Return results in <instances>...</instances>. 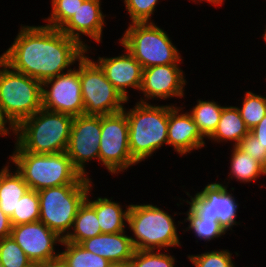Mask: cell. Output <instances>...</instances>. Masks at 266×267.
Returning <instances> with one entry per match:
<instances>
[{"instance_id":"obj_27","label":"cell","mask_w":266,"mask_h":267,"mask_svg":"<svg viewBox=\"0 0 266 267\" xmlns=\"http://www.w3.org/2000/svg\"><path fill=\"white\" fill-rule=\"evenodd\" d=\"M59 257L67 267H108L111 262L76 243L62 241ZM63 248V249H62Z\"/></svg>"},{"instance_id":"obj_33","label":"cell","mask_w":266,"mask_h":267,"mask_svg":"<svg viewBox=\"0 0 266 267\" xmlns=\"http://www.w3.org/2000/svg\"><path fill=\"white\" fill-rule=\"evenodd\" d=\"M85 0H50V13L41 18L44 25L60 29Z\"/></svg>"},{"instance_id":"obj_12","label":"cell","mask_w":266,"mask_h":267,"mask_svg":"<svg viewBox=\"0 0 266 267\" xmlns=\"http://www.w3.org/2000/svg\"><path fill=\"white\" fill-rule=\"evenodd\" d=\"M181 64L157 65L143 69L142 85L134 101L158 103L185 99L188 78ZM187 77V78H186ZM164 101V102H163Z\"/></svg>"},{"instance_id":"obj_6","label":"cell","mask_w":266,"mask_h":267,"mask_svg":"<svg viewBox=\"0 0 266 267\" xmlns=\"http://www.w3.org/2000/svg\"><path fill=\"white\" fill-rule=\"evenodd\" d=\"M118 38L119 42L141 64L142 68L157 65L182 64L185 59L168 34L158 22L130 23Z\"/></svg>"},{"instance_id":"obj_35","label":"cell","mask_w":266,"mask_h":267,"mask_svg":"<svg viewBox=\"0 0 266 267\" xmlns=\"http://www.w3.org/2000/svg\"><path fill=\"white\" fill-rule=\"evenodd\" d=\"M237 146L266 168V148L250 132Z\"/></svg>"},{"instance_id":"obj_28","label":"cell","mask_w":266,"mask_h":267,"mask_svg":"<svg viewBox=\"0 0 266 267\" xmlns=\"http://www.w3.org/2000/svg\"><path fill=\"white\" fill-rule=\"evenodd\" d=\"M243 91L245 93L240 97L241 99H235L236 101H238L236 107L238 108L241 118L244 120L246 127L251 130L266 115V93H254V90Z\"/></svg>"},{"instance_id":"obj_16","label":"cell","mask_w":266,"mask_h":267,"mask_svg":"<svg viewBox=\"0 0 266 267\" xmlns=\"http://www.w3.org/2000/svg\"><path fill=\"white\" fill-rule=\"evenodd\" d=\"M169 103V123L167 130L168 147L181 158L188 157L192 153L200 150L206 151L207 139L201 134L198 125L193 121L192 116L187 111L190 104L186 106V101ZM178 104V105H177ZM194 151V152H193Z\"/></svg>"},{"instance_id":"obj_40","label":"cell","mask_w":266,"mask_h":267,"mask_svg":"<svg viewBox=\"0 0 266 267\" xmlns=\"http://www.w3.org/2000/svg\"><path fill=\"white\" fill-rule=\"evenodd\" d=\"M36 267H67L63 260L59 257L54 260L35 264Z\"/></svg>"},{"instance_id":"obj_1","label":"cell","mask_w":266,"mask_h":267,"mask_svg":"<svg viewBox=\"0 0 266 267\" xmlns=\"http://www.w3.org/2000/svg\"><path fill=\"white\" fill-rule=\"evenodd\" d=\"M18 33L0 58L14 71L40 82L70 71L86 50L60 29L20 24Z\"/></svg>"},{"instance_id":"obj_29","label":"cell","mask_w":266,"mask_h":267,"mask_svg":"<svg viewBox=\"0 0 266 267\" xmlns=\"http://www.w3.org/2000/svg\"><path fill=\"white\" fill-rule=\"evenodd\" d=\"M235 257H240L239 251L231 252L229 249L214 250L206 249L204 252L198 254H187L188 261L193 265L192 267H238L234 261Z\"/></svg>"},{"instance_id":"obj_22","label":"cell","mask_w":266,"mask_h":267,"mask_svg":"<svg viewBox=\"0 0 266 267\" xmlns=\"http://www.w3.org/2000/svg\"><path fill=\"white\" fill-rule=\"evenodd\" d=\"M249 132L236 105L224 103L220 120L214 133L207 139V144L211 142L213 146L214 144L237 146Z\"/></svg>"},{"instance_id":"obj_3","label":"cell","mask_w":266,"mask_h":267,"mask_svg":"<svg viewBox=\"0 0 266 267\" xmlns=\"http://www.w3.org/2000/svg\"><path fill=\"white\" fill-rule=\"evenodd\" d=\"M127 100L123 111L127 115L129 127V150L131 156L139 163L147 162L162 147L168 146L167 130L169 123V104L144 103ZM130 107V108H129Z\"/></svg>"},{"instance_id":"obj_20","label":"cell","mask_w":266,"mask_h":267,"mask_svg":"<svg viewBox=\"0 0 266 267\" xmlns=\"http://www.w3.org/2000/svg\"><path fill=\"white\" fill-rule=\"evenodd\" d=\"M129 232L102 233L80 243L87 251L97 254L111 263H129L135 252Z\"/></svg>"},{"instance_id":"obj_30","label":"cell","mask_w":266,"mask_h":267,"mask_svg":"<svg viewBox=\"0 0 266 267\" xmlns=\"http://www.w3.org/2000/svg\"><path fill=\"white\" fill-rule=\"evenodd\" d=\"M40 208L38 192L29 189L18 201L10 221L12 226L39 221Z\"/></svg>"},{"instance_id":"obj_39","label":"cell","mask_w":266,"mask_h":267,"mask_svg":"<svg viewBox=\"0 0 266 267\" xmlns=\"http://www.w3.org/2000/svg\"><path fill=\"white\" fill-rule=\"evenodd\" d=\"M188 2H192L195 6L200 4H206L211 7L213 6V8H220L221 6L225 5L226 0H188Z\"/></svg>"},{"instance_id":"obj_19","label":"cell","mask_w":266,"mask_h":267,"mask_svg":"<svg viewBox=\"0 0 266 267\" xmlns=\"http://www.w3.org/2000/svg\"><path fill=\"white\" fill-rule=\"evenodd\" d=\"M93 184L86 196V200L95 208L98 222L102 233L112 234L127 231L128 213L131 202L126 204L119 200H114L115 197L97 196L93 188ZM95 196V197H94ZM114 198V199H113Z\"/></svg>"},{"instance_id":"obj_13","label":"cell","mask_w":266,"mask_h":267,"mask_svg":"<svg viewBox=\"0 0 266 267\" xmlns=\"http://www.w3.org/2000/svg\"><path fill=\"white\" fill-rule=\"evenodd\" d=\"M101 138V116H74L66 153L73 166L86 178H92L89 164L98 162ZM88 165V166H87Z\"/></svg>"},{"instance_id":"obj_42","label":"cell","mask_w":266,"mask_h":267,"mask_svg":"<svg viewBox=\"0 0 266 267\" xmlns=\"http://www.w3.org/2000/svg\"><path fill=\"white\" fill-rule=\"evenodd\" d=\"M264 27H265L264 30H262L263 32H261L263 34L262 35L260 34V36H261V38H263L262 41L265 42V44H266V25ZM264 47H266V46H264Z\"/></svg>"},{"instance_id":"obj_17","label":"cell","mask_w":266,"mask_h":267,"mask_svg":"<svg viewBox=\"0 0 266 267\" xmlns=\"http://www.w3.org/2000/svg\"><path fill=\"white\" fill-rule=\"evenodd\" d=\"M103 0H85L74 15L60 28L69 38L75 39L85 50L103 43L104 30L110 17L104 14ZM107 16V17H106ZM87 37V39H86ZM89 39V40H88ZM93 40V42H92ZM89 43V45H88Z\"/></svg>"},{"instance_id":"obj_34","label":"cell","mask_w":266,"mask_h":267,"mask_svg":"<svg viewBox=\"0 0 266 267\" xmlns=\"http://www.w3.org/2000/svg\"><path fill=\"white\" fill-rule=\"evenodd\" d=\"M0 263L3 267L34 266L33 262L11 236L0 240Z\"/></svg>"},{"instance_id":"obj_11","label":"cell","mask_w":266,"mask_h":267,"mask_svg":"<svg viewBox=\"0 0 266 267\" xmlns=\"http://www.w3.org/2000/svg\"><path fill=\"white\" fill-rule=\"evenodd\" d=\"M129 127L124 111L101 116V138L99 148V165L109 175H125L139 163L131 156L129 150Z\"/></svg>"},{"instance_id":"obj_7","label":"cell","mask_w":266,"mask_h":267,"mask_svg":"<svg viewBox=\"0 0 266 267\" xmlns=\"http://www.w3.org/2000/svg\"><path fill=\"white\" fill-rule=\"evenodd\" d=\"M218 176L219 175L216 176V181L207 182L206 185L203 184L204 187L201 190L200 188L196 191L194 189V194L193 191L190 192L191 190L189 189V192L187 191L185 188L186 185L180 186L184 189L182 191L190 199H184L183 196L182 198L176 196L177 198L174 197L173 199L179 202L174 204V206L177 205L181 208L186 204V207H189L200 218L212 219L219 222L224 230L232 235L235 231L233 230L234 227H242L241 225L243 222L240 220L237 221L241 204L238 201L239 198L234 195L236 188L232 186L229 188L227 185L221 183L218 180Z\"/></svg>"},{"instance_id":"obj_38","label":"cell","mask_w":266,"mask_h":267,"mask_svg":"<svg viewBox=\"0 0 266 267\" xmlns=\"http://www.w3.org/2000/svg\"><path fill=\"white\" fill-rule=\"evenodd\" d=\"M12 224L10 218L0 208V240L11 235Z\"/></svg>"},{"instance_id":"obj_15","label":"cell","mask_w":266,"mask_h":267,"mask_svg":"<svg viewBox=\"0 0 266 267\" xmlns=\"http://www.w3.org/2000/svg\"><path fill=\"white\" fill-rule=\"evenodd\" d=\"M114 43L115 45L119 43L118 45L123 47L121 48L122 51L117 55L104 56L103 54L100 56L98 53H94V50L98 52V49L94 46L88 47L86 53H89L88 55L100 66L106 78L122 94V96L126 100H130L134 97L130 90H134L133 92L137 94L140 91L143 68L119 41H114ZM93 54H98V56L95 57Z\"/></svg>"},{"instance_id":"obj_8","label":"cell","mask_w":266,"mask_h":267,"mask_svg":"<svg viewBox=\"0 0 266 267\" xmlns=\"http://www.w3.org/2000/svg\"><path fill=\"white\" fill-rule=\"evenodd\" d=\"M0 107L14 127L42 108V82L14 71L1 58Z\"/></svg>"},{"instance_id":"obj_18","label":"cell","mask_w":266,"mask_h":267,"mask_svg":"<svg viewBox=\"0 0 266 267\" xmlns=\"http://www.w3.org/2000/svg\"><path fill=\"white\" fill-rule=\"evenodd\" d=\"M10 236L34 265L59 258L63 239L40 220L12 226Z\"/></svg>"},{"instance_id":"obj_25","label":"cell","mask_w":266,"mask_h":267,"mask_svg":"<svg viewBox=\"0 0 266 267\" xmlns=\"http://www.w3.org/2000/svg\"><path fill=\"white\" fill-rule=\"evenodd\" d=\"M183 217V235L186 232L192 233L195 237V241L198 243L204 241L205 248H208L206 243L210 241L220 240L228 234L219 222L212 219L200 218L189 207L186 212H182ZM187 223V225H186ZM186 225V226H185ZM225 235V236H224Z\"/></svg>"},{"instance_id":"obj_41","label":"cell","mask_w":266,"mask_h":267,"mask_svg":"<svg viewBox=\"0 0 266 267\" xmlns=\"http://www.w3.org/2000/svg\"><path fill=\"white\" fill-rule=\"evenodd\" d=\"M108 267H130L129 263H111Z\"/></svg>"},{"instance_id":"obj_23","label":"cell","mask_w":266,"mask_h":267,"mask_svg":"<svg viewBox=\"0 0 266 267\" xmlns=\"http://www.w3.org/2000/svg\"><path fill=\"white\" fill-rule=\"evenodd\" d=\"M14 170V171H13ZM29 190L23 176L7 160L0 167V208L9 218L19 199Z\"/></svg>"},{"instance_id":"obj_10","label":"cell","mask_w":266,"mask_h":267,"mask_svg":"<svg viewBox=\"0 0 266 267\" xmlns=\"http://www.w3.org/2000/svg\"><path fill=\"white\" fill-rule=\"evenodd\" d=\"M79 79L84 115L104 116L123 111L127 100L88 53L79 59Z\"/></svg>"},{"instance_id":"obj_24","label":"cell","mask_w":266,"mask_h":267,"mask_svg":"<svg viewBox=\"0 0 266 267\" xmlns=\"http://www.w3.org/2000/svg\"><path fill=\"white\" fill-rule=\"evenodd\" d=\"M193 105L188 108V112L193 118V121L198 125L201 134L208 139L215 131L220 120L224 104L220 101L198 98L193 102Z\"/></svg>"},{"instance_id":"obj_37","label":"cell","mask_w":266,"mask_h":267,"mask_svg":"<svg viewBox=\"0 0 266 267\" xmlns=\"http://www.w3.org/2000/svg\"><path fill=\"white\" fill-rule=\"evenodd\" d=\"M250 133L260 141L263 147L266 148V115L254 128L250 130Z\"/></svg>"},{"instance_id":"obj_2","label":"cell","mask_w":266,"mask_h":267,"mask_svg":"<svg viewBox=\"0 0 266 267\" xmlns=\"http://www.w3.org/2000/svg\"><path fill=\"white\" fill-rule=\"evenodd\" d=\"M133 203L129 208L127 230L135 250L172 251L173 248L183 247L184 242L180 241V238L183 239V232L180 233L183 231V220L175 221L176 215L181 216L182 211L169 214L163 206L159 207L151 201Z\"/></svg>"},{"instance_id":"obj_21","label":"cell","mask_w":266,"mask_h":267,"mask_svg":"<svg viewBox=\"0 0 266 267\" xmlns=\"http://www.w3.org/2000/svg\"><path fill=\"white\" fill-rule=\"evenodd\" d=\"M228 150L231 152L229 158V170L227 172L226 179H221V183L229 185L232 181L240 182L242 184H249L258 182L261 178H266V168L252 158L248 153L241 150L238 146H228ZM234 179V180H233Z\"/></svg>"},{"instance_id":"obj_31","label":"cell","mask_w":266,"mask_h":267,"mask_svg":"<svg viewBox=\"0 0 266 267\" xmlns=\"http://www.w3.org/2000/svg\"><path fill=\"white\" fill-rule=\"evenodd\" d=\"M170 250H135L130 267H176L177 258Z\"/></svg>"},{"instance_id":"obj_26","label":"cell","mask_w":266,"mask_h":267,"mask_svg":"<svg viewBox=\"0 0 266 267\" xmlns=\"http://www.w3.org/2000/svg\"><path fill=\"white\" fill-rule=\"evenodd\" d=\"M100 234L102 232L95 208L85 199L77 211L71 231L63 241L80 244Z\"/></svg>"},{"instance_id":"obj_5","label":"cell","mask_w":266,"mask_h":267,"mask_svg":"<svg viewBox=\"0 0 266 267\" xmlns=\"http://www.w3.org/2000/svg\"><path fill=\"white\" fill-rule=\"evenodd\" d=\"M74 117L41 108L15 127V143L26 152H66Z\"/></svg>"},{"instance_id":"obj_14","label":"cell","mask_w":266,"mask_h":267,"mask_svg":"<svg viewBox=\"0 0 266 267\" xmlns=\"http://www.w3.org/2000/svg\"><path fill=\"white\" fill-rule=\"evenodd\" d=\"M42 108L73 117L84 115L79 60L70 71L42 82Z\"/></svg>"},{"instance_id":"obj_36","label":"cell","mask_w":266,"mask_h":267,"mask_svg":"<svg viewBox=\"0 0 266 267\" xmlns=\"http://www.w3.org/2000/svg\"><path fill=\"white\" fill-rule=\"evenodd\" d=\"M11 138L13 136V143L15 142V127L11 122L3 115L0 107V137Z\"/></svg>"},{"instance_id":"obj_4","label":"cell","mask_w":266,"mask_h":267,"mask_svg":"<svg viewBox=\"0 0 266 267\" xmlns=\"http://www.w3.org/2000/svg\"><path fill=\"white\" fill-rule=\"evenodd\" d=\"M8 161L23 176L29 189L39 191L61 185H80L86 177L73 166L66 152L35 154L15 142Z\"/></svg>"},{"instance_id":"obj_32","label":"cell","mask_w":266,"mask_h":267,"mask_svg":"<svg viewBox=\"0 0 266 267\" xmlns=\"http://www.w3.org/2000/svg\"><path fill=\"white\" fill-rule=\"evenodd\" d=\"M123 7L126 10L125 16L128 15L127 19L130 23H145V22H156L155 13H158L157 7L161 5L162 0H121ZM165 1V0H163ZM160 2V3H159Z\"/></svg>"},{"instance_id":"obj_9","label":"cell","mask_w":266,"mask_h":267,"mask_svg":"<svg viewBox=\"0 0 266 267\" xmlns=\"http://www.w3.org/2000/svg\"><path fill=\"white\" fill-rule=\"evenodd\" d=\"M93 179L86 178L80 185H61L39 190V220L63 240L72 229L74 219L85 201Z\"/></svg>"}]
</instances>
